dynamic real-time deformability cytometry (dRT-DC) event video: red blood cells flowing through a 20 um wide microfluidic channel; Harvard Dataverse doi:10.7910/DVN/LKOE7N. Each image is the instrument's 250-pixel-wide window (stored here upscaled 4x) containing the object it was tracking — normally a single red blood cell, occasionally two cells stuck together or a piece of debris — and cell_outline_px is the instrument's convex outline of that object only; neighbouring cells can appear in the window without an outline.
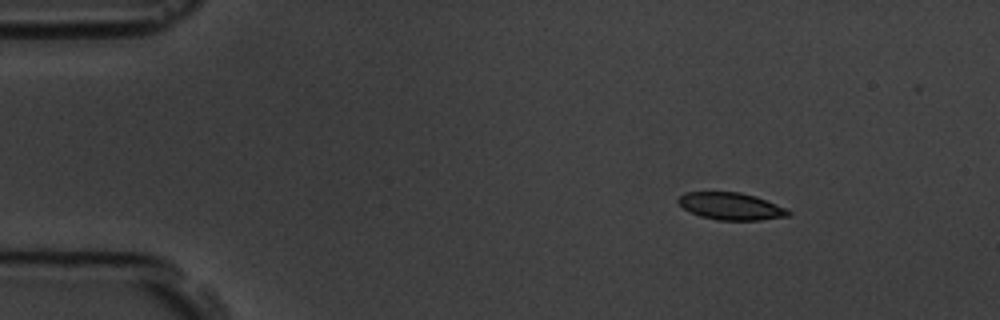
{"species": "common noctule bat (a hibernating species)", "species_latin": "Nyctalus noctula", "temperature_condition": "room temperature", "stored_images_in_passage": 7, "camera_frame_rate_fps": 3000, "um_per_image_px": 0.085, "animal": {"sex": "male", "body_mass_g": 19.5, "forearm_length_mm": 54.6}, "frame": {"image": 1, "passage_image": 2, "time_ms": 1.333, "image_size_px": [1000, 320], "cell_outline_px": [[792, 212], [788, 216], [760, 220], [716, 220], [700, 216], [684, 208], [676, 200], [680, 196], [688, 192], [740, 192], [756, 196], [788, 208]], "centroid_in_image_um": [62.18, 17.53], "position_along_channel_um": 22.8, "area_um2": 17.46}}
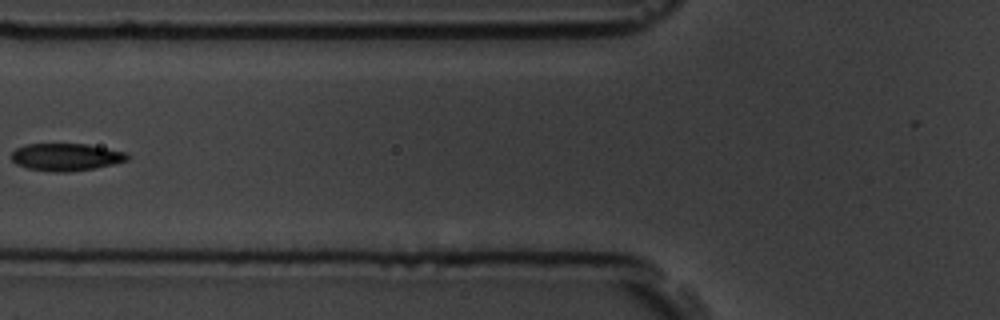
{"frame": {"image": 2, "passage_image": 6, "time_ms": 6.0, "image_size_px": [1000, 320], "cell_outline_px": [[128, 160], [112, 164], [92, 168], [68, 172], [56, 172], [28, 168], [16, 164], [12, 160], [12, 152], [16, 148], [24, 144], [88, 144], [128, 152]], "centroid_in_image_um": [5.61, 13.33], "position_along_channel_um": 120.2, "area_um2": 18.44}}
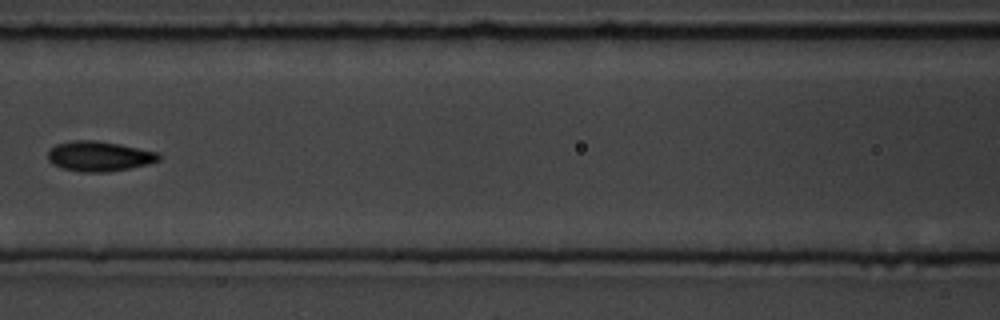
{"frame": {"image": 3, "passage_image": 7, "time_ms": 7.0, "image_size_px": [1000, 320], "cell_outline_px": [[160, 160], [148, 164], [108, 172], [80, 172], [64, 168], [52, 164], [48, 160], [48, 152], [56, 144], [76, 140], [96, 140], [120, 144], [156, 152], [160, 156]], "centroid_in_image_um": [8.41, 13.28], "position_along_channel_um": 158.2, "area_um2": 19.25}}